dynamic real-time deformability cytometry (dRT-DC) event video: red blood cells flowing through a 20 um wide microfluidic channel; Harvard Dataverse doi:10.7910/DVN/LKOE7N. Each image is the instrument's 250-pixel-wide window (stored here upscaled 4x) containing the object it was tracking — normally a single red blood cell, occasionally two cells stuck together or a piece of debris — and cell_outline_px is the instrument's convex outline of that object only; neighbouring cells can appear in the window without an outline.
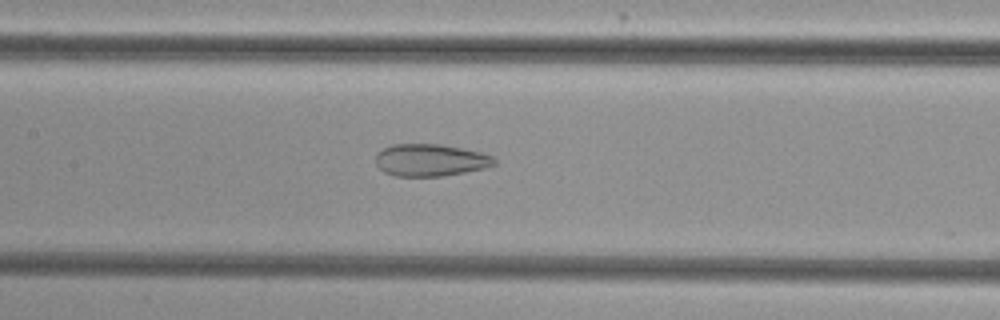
{"species": "common noctule bat (a hibernating species)", "species_latin": "Nyctalus noctula", "temperature_condition": "cold", "stored_images_in_passage": 53, "camera_frame_rate_fps": 3000, "um_per_image_px": 0.085, "animal": {"sex": "female", "body_mass_g": 29.2, "forearm_length_mm": 56.3}, "frame": {"image": 1, "passage_image": 25, "time_ms": 8.0, "image_size_px": [1000, 320], "cell_outline_px": [[496, 164], [484, 168], [444, 176], [396, 176], [384, 172], [376, 164], [376, 152], [392, 144], [440, 144], [480, 152], [492, 156], [496, 160]], "centroid_in_image_um": [36.56, 13.61], "position_along_channel_um": 170.8, "area_um2": 22.2}}
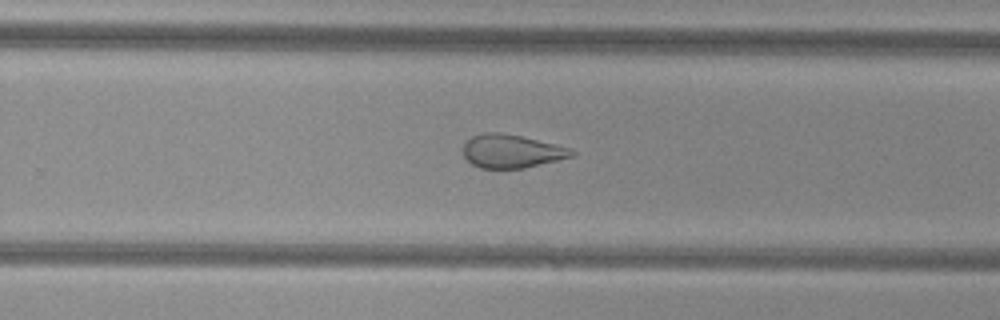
{"frame": {"image": 2, "passage_image": 34, "time_ms": 11.0, "image_size_px": [1000, 320], "cell_outline_px": [[576, 152], [572, 156], [524, 168], [480, 168], [472, 164], [464, 156], [464, 144], [472, 136], [484, 132], [500, 132], [520, 136], [568, 148]], "centroid_in_image_um": [43.43, 12.85], "position_along_channel_um": 286.4, "area_um2": 20.63}}
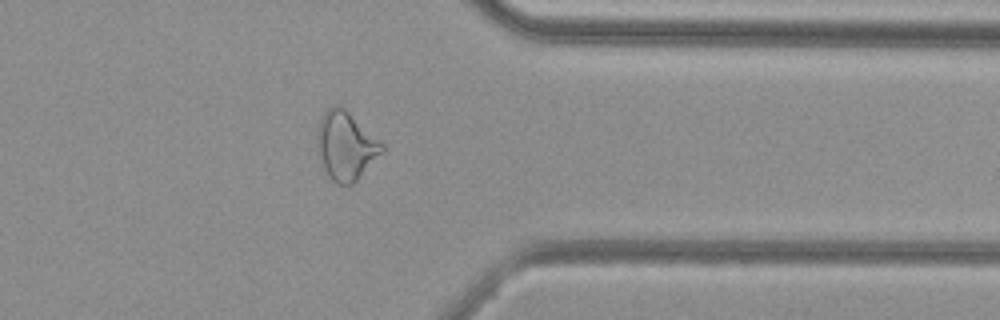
{"frame": {"image": 3, "passage_image": 42, "time_ms": 13.667, "image_size_px": [1000, 320], "cell_outline_px": [[384, 152], [352, 184], [336, 184], [328, 176], [324, 168], [316, 144], [316, 136], [320, 120], [324, 112], [332, 104], [336, 104], [344, 108], [380, 140], [384, 144]], "centroid_in_image_um": [29.39, 12.38], "position_along_channel_um": 382.0, "area_um2": 25.72}, "authors_computed_cell_mechanics": {"area_um2": 27.5706, "velocity_mm_per_s": 3.8585, "shape_relaxation_time_tau1_ms": null, "shape_relaxation_time_tau2_ms": 1.8318, "deformation_change_tau1": null, "deformation_change_tau2": 0.0953}}